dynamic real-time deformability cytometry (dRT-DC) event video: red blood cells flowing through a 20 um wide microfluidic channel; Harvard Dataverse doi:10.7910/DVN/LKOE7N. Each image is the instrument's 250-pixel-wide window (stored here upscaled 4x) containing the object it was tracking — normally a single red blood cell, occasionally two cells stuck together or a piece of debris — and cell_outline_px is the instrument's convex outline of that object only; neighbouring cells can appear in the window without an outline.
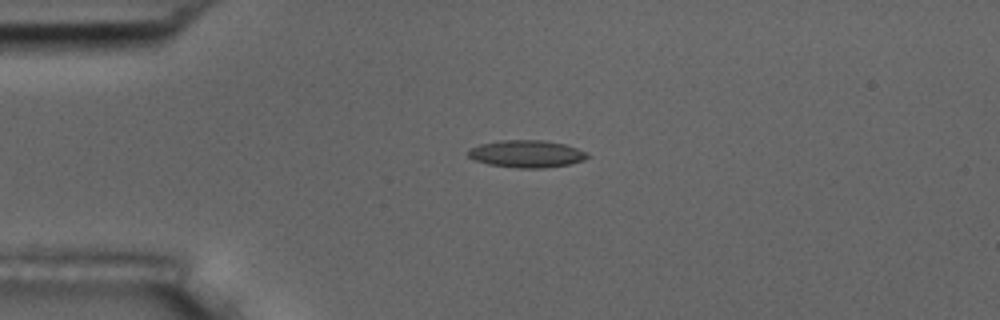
{"species": "common noctule bat (a hibernating species)", "species_latin": "Nyctalus noctula", "temperature_condition": "room temperature", "stored_images_in_passage": 4, "camera_frame_rate_fps": 3000, "um_per_image_px": 0.085, "animal": {"sex": "male", "body_mass_g": 17.5, "forearm_length_mm": 52.3}, "frame": {"image": 1, "passage_image": 3, "time_ms": 2.333, "image_size_px": [1000, 320], "cell_outline_px": [[592, 156], [584, 160], [572, 164], [544, 168], [516, 168], [488, 164], [476, 160], [468, 156], [468, 152], [472, 148], [480, 144], [504, 140], [544, 140], [564, 144], [588, 152]], "centroid_in_image_um": [44.84, 13.08], "position_along_channel_um": 40.2, "area_um2": 19.02}}